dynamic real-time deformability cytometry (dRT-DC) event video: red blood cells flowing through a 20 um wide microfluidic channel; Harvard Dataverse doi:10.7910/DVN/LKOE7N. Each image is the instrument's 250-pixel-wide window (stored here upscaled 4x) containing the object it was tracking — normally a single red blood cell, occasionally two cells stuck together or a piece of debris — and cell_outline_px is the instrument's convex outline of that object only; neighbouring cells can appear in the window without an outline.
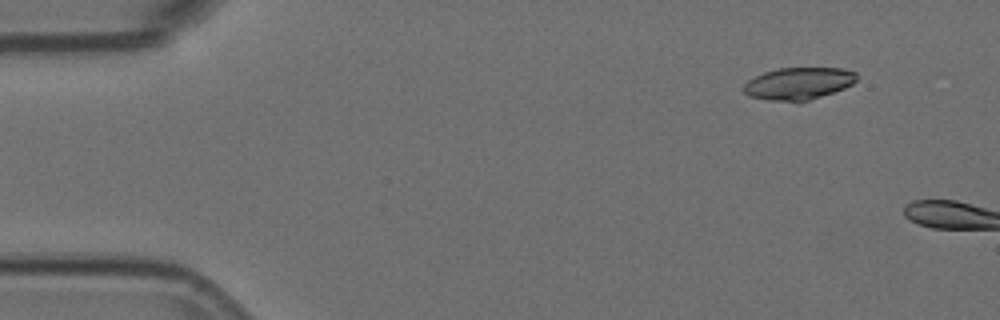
{"species": "Egyptian fruit bat (a non-hibernating species)", "species_latin": "Rousettus aegyptiacus", "temperature_condition": "room temperature", "stored_images_in_passage": 2, "camera_frame_rate_fps": 3000, "um_per_image_px": 0.085, "animal": {"sex": "female"}, "frame": {"image": 1, "passage_image": 1, "time_ms": 0.0, "image_size_px": [1000, 320], "cell_outline_px": [[856, 80], [852, 84], [844, 88], [808, 100], [768, 100], [748, 96], [744, 92], [744, 84], [748, 80], [764, 72], [780, 68], [844, 68], [856, 72]], "centroid_in_image_um": [67.87, 7.08], "position_along_channel_um": 17.1, "area_um2": 20.81}}